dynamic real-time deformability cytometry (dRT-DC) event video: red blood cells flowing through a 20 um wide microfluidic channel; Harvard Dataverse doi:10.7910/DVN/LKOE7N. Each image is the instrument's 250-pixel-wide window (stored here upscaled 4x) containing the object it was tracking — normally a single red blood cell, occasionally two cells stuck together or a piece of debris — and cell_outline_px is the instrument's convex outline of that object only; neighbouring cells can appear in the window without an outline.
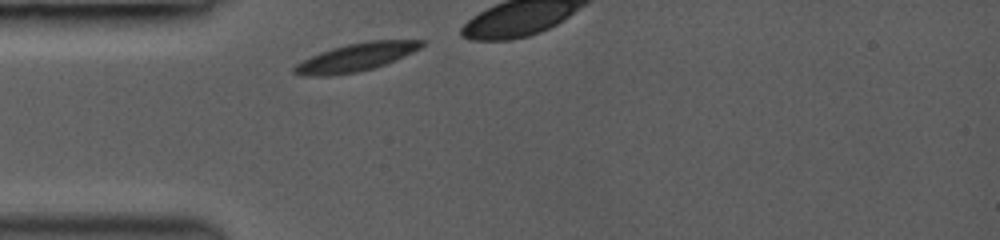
{"species": "common noctule bat (a hibernating species)", "species_latin": "Nyctalus noctula", "temperature_condition": "room temperature", "stored_images_in_passage": 4, "camera_frame_rate_fps": 3000, "um_per_image_px": 0.085, "animal": {"sex": "female", "body_mass_g": 19.0, "forearm_length_mm": 53.3}, "frame": {"image": 1, "passage_image": 1, "time_ms": 0.0, "image_size_px": [1000, 240], "cell_outline_px": [[424, 44], [420, 48], [396, 60], [372, 68], [356, 72], [332, 76], [300, 76], [292, 72], [292, 68], [296, 64], [320, 52], [332, 48], [348, 44], [368, 40], [424, 40]], "centroid_in_image_um": [30.22, 4.87], "position_along_channel_um": 54.8, "area_um2": 20.69}}